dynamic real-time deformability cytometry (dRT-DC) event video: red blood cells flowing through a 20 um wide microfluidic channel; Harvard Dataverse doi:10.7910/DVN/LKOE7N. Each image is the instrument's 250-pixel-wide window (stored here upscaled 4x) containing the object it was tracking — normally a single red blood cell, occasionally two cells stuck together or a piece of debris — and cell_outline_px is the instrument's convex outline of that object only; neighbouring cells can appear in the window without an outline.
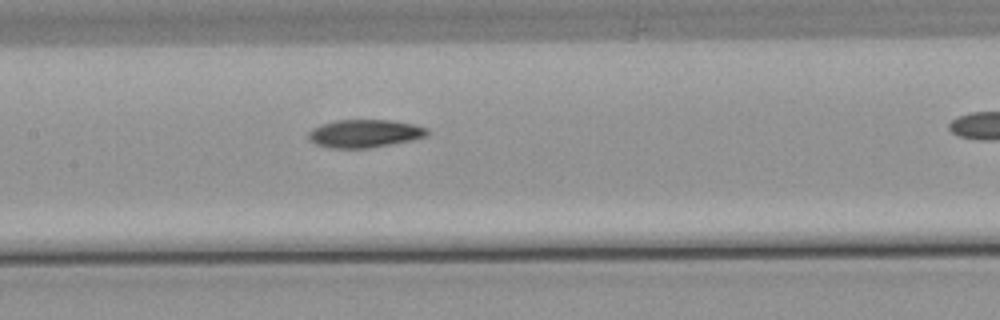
{"species": "common noctule bat (a hibernating species)", "species_latin": "Nyctalus noctula", "temperature_condition": "warm", "stored_images_in_passage": 26, "camera_frame_rate_fps": 3000, "um_per_image_px": 0.085, "animal": {"sex": "male", "body_mass_g": 21.5, "forearm_length_mm": 52.0}, "frame": {"image": 1, "passage_image": 9, "time_ms": 2.667, "image_size_px": [1000, 320], "cell_outline_px": [[428, 136], [412, 140], [368, 148], [328, 148], [316, 144], [308, 140], [308, 132], [312, 128], [320, 124], [336, 120], [388, 120], [412, 124], [428, 128]], "centroid_in_image_um": [30.95, 11.35], "position_along_channel_um": 176.4, "area_um2": 19.42}}
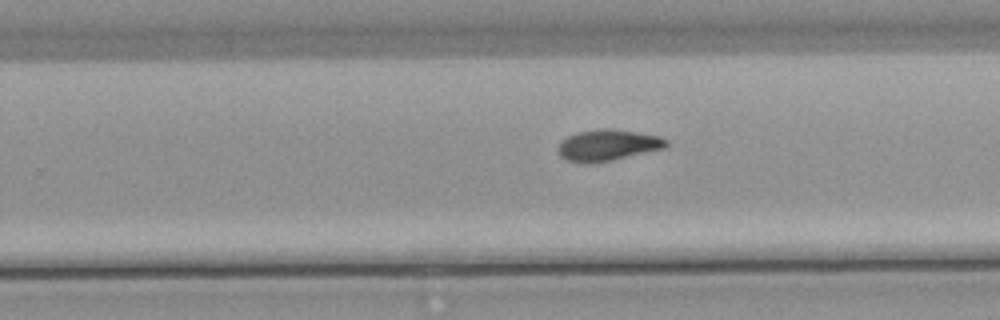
{"frame": {"image": 2, "passage_image": 17, "time_ms": 5.333, "image_size_px": [1000, 320], "cell_outline_px": [[668, 144], [664, 148], [612, 160], [592, 164], [584, 164], [564, 160], [560, 156], [556, 148], [560, 140], [576, 132], [600, 128], [612, 128], [660, 136], [668, 140]], "centroid_in_image_um": [51.59, 12.34], "position_along_channel_um": 278.2, "area_um2": 20.06}}
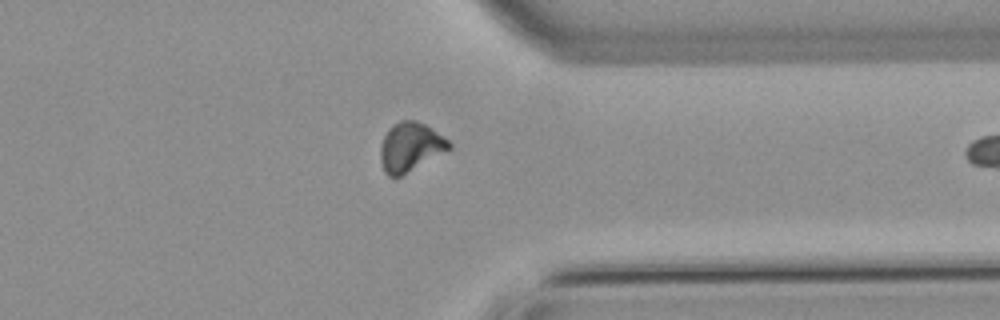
{"frame": {"image": 3, "passage_image": 25, "time_ms": 8.0, "image_size_px": [1000, 320], "cell_outline_px": [[452, 148], [400, 176], [388, 176], [384, 172], [380, 160], [380, 148], [384, 136], [388, 128], [392, 124], [400, 120], [416, 120], [424, 124], [448, 140], [452, 144]], "centroid_in_image_um": [34.85, 12.48], "position_along_channel_um": 376.6, "area_um2": 19.42}}